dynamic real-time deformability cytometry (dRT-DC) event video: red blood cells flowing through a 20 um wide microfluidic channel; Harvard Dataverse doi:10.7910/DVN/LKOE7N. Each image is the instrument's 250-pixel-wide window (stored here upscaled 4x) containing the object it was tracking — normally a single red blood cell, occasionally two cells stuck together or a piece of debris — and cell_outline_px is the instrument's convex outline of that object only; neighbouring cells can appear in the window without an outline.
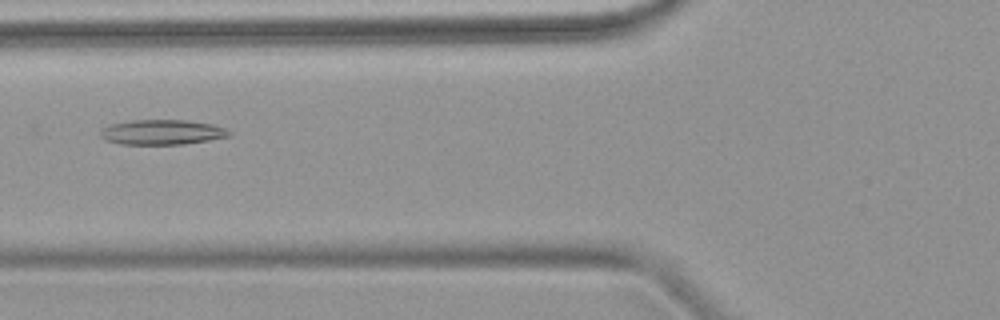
{"species": "common noctule bat (a hibernating species)", "species_latin": "Nyctalus noctula", "temperature_condition": "warm", "stored_images_in_passage": 4, "camera_frame_rate_fps": 3000, "um_per_image_px": 0.085, "animal": {"sex": "female", "body_mass_g": 18.4}, "frame": {"image": 1, "passage_image": 4, "time_ms": 4.333, "image_size_px": [1000, 320], "cell_outline_px": [[232, 136], [184, 144], [120, 144], [104, 140], [100, 136], [100, 128], [108, 124], [132, 120], [184, 120], [212, 124], [224, 128], [232, 132]], "centroid_in_image_um": [13.73, 11.23], "position_along_channel_um": 112.1, "area_um2": 18.9}}